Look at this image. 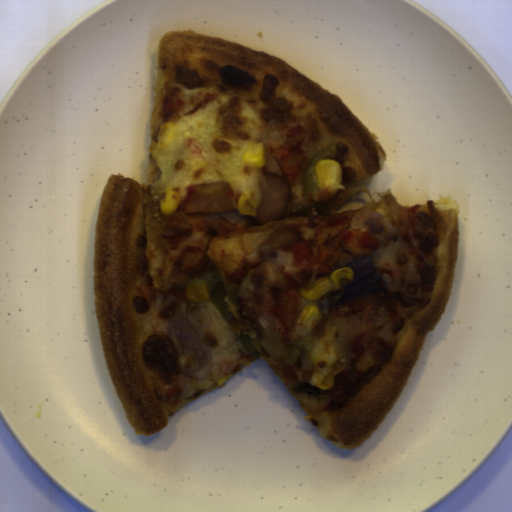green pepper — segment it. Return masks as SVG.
I'll return each mask as SVG.
<instances>
[{
  "instance_id": "green-pepper-3",
  "label": "green pepper",
  "mask_w": 512,
  "mask_h": 512,
  "mask_svg": "<svg viewBox=\"0 0 512 512\" xmlns=\"http://www.w3.org/2000/svg\"><path fill=\"white\" fill-rule=\"evenodd\" d=\"M210 300L213 305L217 308V310L221 313V315L225 318L227 322H231L236 319L235 315L229 311L227 302L225 297L228 296L225 287L222 282L219 281L214 285L210 286Z\"/></svg>"
},
{
  "instance_id": "green-pepper-4",
  "label": "green pepper",
  "mask_w": 512,
  "mask_h": 512,
  "mask_svg": "<svg viewBox=\"0 0 512 512\" xmlns=\"http://www.w3.org/2000/svg\"><path fill=\"white\" fill-rule=\"evenodd\" d=\"M237 339H238L241 347L244 350H246L249 354H251L255 358H259L260 357L259 351L257 350L255 345L253 344L252 337H250L249 335H245V333L242 331L238 335Z\"/></svg>"
},
{
  "instance_id": "green-pepper-1",
  "label": "green pepper",
  "mask_w": 512,
  "mask_h": 512,
  "mask_svg": "<svg viewBox=\"0 0 512 512\" xmlns=\"http://www.w3.org/2000/svg\"><path fill=\"white\" fill-rule=\"evenodd\" d=\"M333 151L334 148L320 150L313 158L310 159L303 174V197L306 198L311 192L318 190V179L315 172L316 165L320 160H330L333 155Z\"/></svg>"
},
{
  "instance_id": "green-pepper-2",
  "label": "green pepper",
  "mask_w": 512,
  "mask_h": 512,
  "mask_svg": "<svg viewBox=\"0 0 512 512\" xmlns=\"http://www.w3.org/2000/svg\"><path fill=\"white\" fill-rule=\"evenodd\" d=\"M313 347H315L313 337L302 339L289 347L285 356V362L294 365L296 362L300 361L302 367H314L311 360Z\"/></svg>"
}]
</instances>
